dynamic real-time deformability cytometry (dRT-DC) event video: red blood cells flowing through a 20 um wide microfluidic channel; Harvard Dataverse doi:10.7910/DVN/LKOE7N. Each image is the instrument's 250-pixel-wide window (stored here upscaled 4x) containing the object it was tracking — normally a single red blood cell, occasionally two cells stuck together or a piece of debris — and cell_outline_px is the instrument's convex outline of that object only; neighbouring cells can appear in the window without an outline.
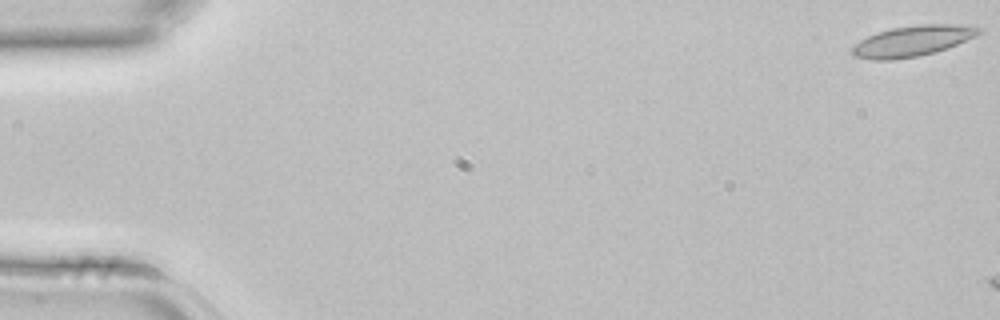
{"species": "common noctule bat (a hibernating species)", "species_latin": "Nyctalus noctula", "temperature_condition": "room temperature", "stored_images_in_passage": 3, "camera_frame_rate_fps": 3000, "um_per_image_px": 0.085, "animal": {"sex": "female", "body_mass_g": 22.7, "forearm_length_mm": 54.2}, "frame": {"image": 1, "passage_image": 1, "time_ms": 0.0, "image_size_px": [1000, 320], "cell_outline_px": [[980, 32], [976, 36], [948, 48], [936, 52], [916, 56], [892, 60], [872, 60], [852, 56], [852, 48], [860, 40], [876, 32], [892, 28], [920, 24], [956, 24], [980, 28]], "centroid_in_image_um": [77.54, 3.49], "position_along_channel_um": 7.5, "area_um2": 22.54}}